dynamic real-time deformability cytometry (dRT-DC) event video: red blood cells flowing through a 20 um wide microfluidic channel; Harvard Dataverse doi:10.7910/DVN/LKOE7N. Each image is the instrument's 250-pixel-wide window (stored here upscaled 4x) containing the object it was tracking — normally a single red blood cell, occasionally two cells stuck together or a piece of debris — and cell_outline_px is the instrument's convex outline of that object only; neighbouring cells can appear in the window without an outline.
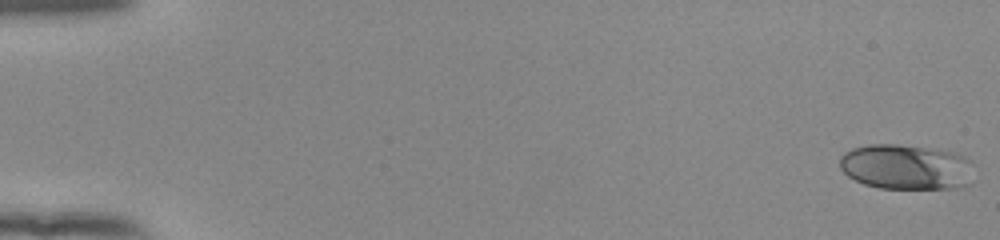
{"species": "human", "species_latin": "Homo sapiens", "temperature_condition": "room temperature", "stored_images_in_passage": 53, "camera_frame_rate_fps": 3000, "um_per_image_px": 0.085, "donor": {"sex": "female"}, "frame": {"image": 1, "passage_image": 1, "time_ms": 0.0, "image_size_px": [1000, 240], "cell_outline_px": [[972, 184], [956, 188], [880, 188], [864, 184], [848, 176], [840, 168], [840, 156], [844, 152], [852, 148], [868, 144], [896, 144], [956, 152], [972, 160]], "centroid_in_image_um": [77.05, 14.19], "position_along_channel_um": 8.0, "area_um2": 35.66}}
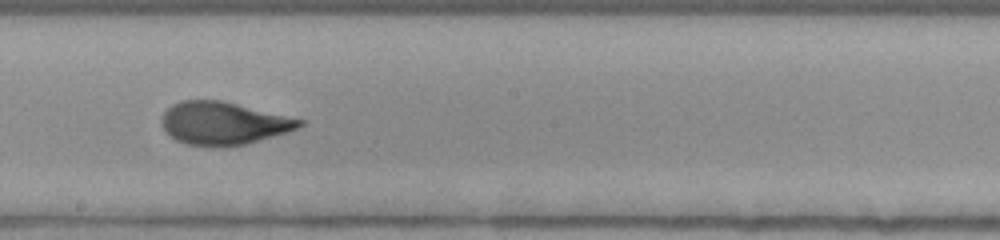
{"frame": {"image": 2, "passage_image": 31, "time_ms": 10.0, "image_size_px": [1000, 240], "cell_outline_px": [[304, 124], [288, 132], [244, 144], [216, 148], [188, 144], [176, 140], [164, 128], [160, 120], [164, 112], [172, 104], [180, 100], [220, 100], [304, 120]], "centroid_in_image_um": [18.96, 10.48], "position_along_channel_um": 229.2, "area_um2": 34.1}}
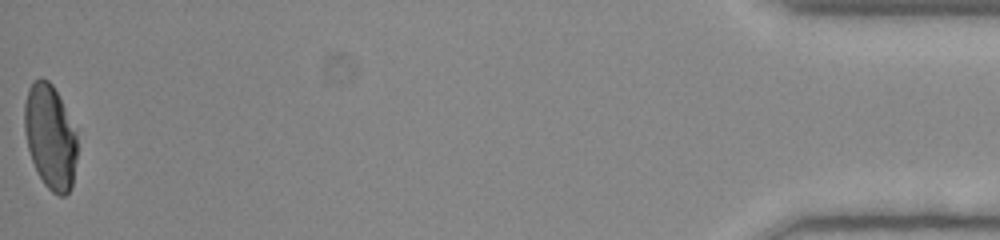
{"frame": {"image": 3, "passage_image": 53, "time_ms": 17.333, "image_size_px": [1000, 240], "cell_outline_px": [[76, 160], [72, 188], [64, 196], [60, 196], [52, 192], [44, 184], [32, 160], [28, 148], [24, 132], [24, 104], [28, 88], [40, 76], [48, 80], [52, 84], [76, 132]], "centroid_in_image_um": [4.25, 11.64], "position_along_channel_um": 430.9, "area_um2": 31.79}, "authors_computed_cell_mechanics": {"area_um2": 33.8708, "velocity_mm_per_s": 3.9705, "shape_relaxation_time_tau1_ms": 5.8683, "shape_relaxation_time_tau2_ms": 0.7474, "deformation_change_tau1": 0.2059, "deformation_change_tau2": 0.0603}}